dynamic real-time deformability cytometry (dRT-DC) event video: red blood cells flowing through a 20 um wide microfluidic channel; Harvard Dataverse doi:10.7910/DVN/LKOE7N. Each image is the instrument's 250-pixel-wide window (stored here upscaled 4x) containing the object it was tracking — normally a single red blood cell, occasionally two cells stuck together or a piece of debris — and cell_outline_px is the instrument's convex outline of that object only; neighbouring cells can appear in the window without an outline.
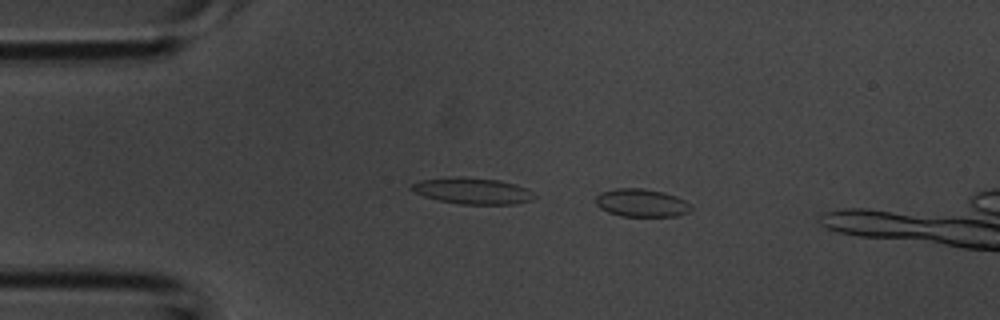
{"species": "common noctule bat (a hibernating species)", "species_latin": "Nyctalus noctula", "temperature_condition": "room temperature", "stored_images_in_passage": 24, "camera_frame_rate_fps": 3000, "um_per_image_px": 0.085, "animal": {"sex": "male", "body_mass_g": 20.1, "forearm_length_mm": 53.5}, "frame": {"image": 1, "passage_image": 1, "time_ms": 0.0, "image_size_px": [1000, 320], "cell_outline_px": [[692, 208], [688, 212], [676, 216], [620, 216], [608, 212], [600, 208], [596, 204], [596, 196], [600, 192], [612, 188], [644, 188], [664, 192], [676, 196], [692, 204]], "centroid_in_image_um": [54.52, 17.23], "position_along_channel_um": 30.5, "area_um2": 15.72}}
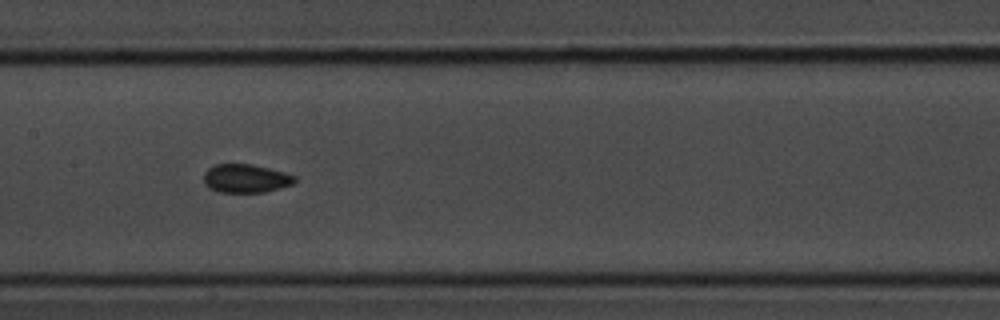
{"frame": {"image": 2, "passage_image": 14, "time_ms": 4.333, "image_size_px": [1000, 320], "cell_outline_px": [[296, 180], [292, 184], [280, 188], [264, 192], [220, 192], [208, 188], [204, 184], [204, 172], [208, 168], [216, 164], [252, 164], [284, 172], [296, 176]], "centroid_in_image_um": [20.87, 15.17], "position_along_channel_um": 186.5, "area_um2": 15.14}}
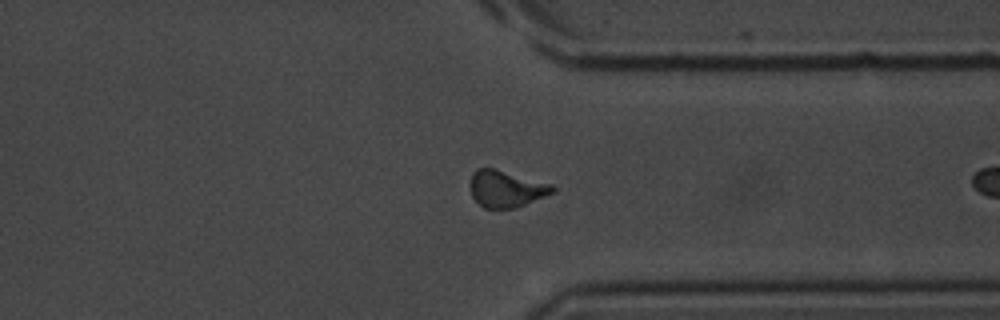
{"frame": {"image": 3, "passage_image": 23, "time_ms": 7.333, "image_size_px": [1000, 320], "cell_outline_px": [[556, 192], [516, 208], [484, 208], [472, 196], [472, 172], [476, 168], [496, 168], [552, 184], [556, 188]], "centroid_in_image_um": [43.07, 16.04], "position_along_channel_um": 368.3, "area_um2": 17.63}}